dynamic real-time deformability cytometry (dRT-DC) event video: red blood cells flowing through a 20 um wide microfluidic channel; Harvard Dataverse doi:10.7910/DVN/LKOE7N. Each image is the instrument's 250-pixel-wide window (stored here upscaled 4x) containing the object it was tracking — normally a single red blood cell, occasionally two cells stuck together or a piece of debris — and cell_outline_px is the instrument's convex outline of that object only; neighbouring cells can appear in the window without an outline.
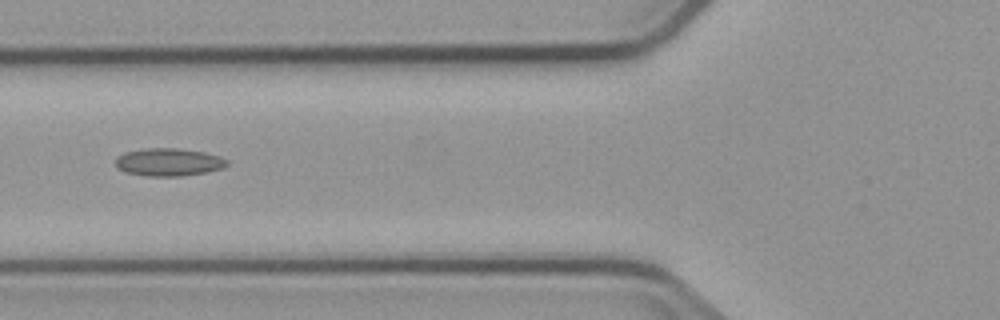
{"species": "common noctule bat (a hibernating species)", "species_latin": "Nyctalus noctula", "temperature_condition": "cold", "stored_images_in_passage": 10, "camera_frame_rate_fps": 3000, "um_per_image_px": 0.085, "animal": {"sex": "male", "body_mass_g": 23.1, "forearm_length_mm": 52.7}, "frame": {"image": 1, "passage_image": 6, "time_ms": 7.0, "image_size_px": [1000, 320], "cell_outline_px": [[228, 164], [224, 168], [204, 172], [180, 176], [148, 176], [124, 172], [116, 168], [116, 156], [124, 152], [148, 148], [180, 148], [204, 152], [220, 156], [228, 160]], "centroid_in_image_um": [14.32, 13.77], "position_along_channel_um": 111.5, "area_um2": 18.15}}
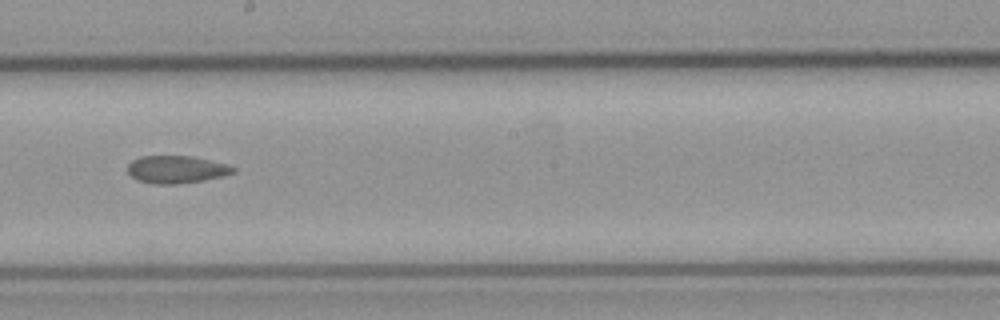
{"frame": {"image": 2, "passage_image": 9, "time_ms": 10.333, "image_size_px": [1000, 320], "cell_outline_px": [[236, 172], [224, 176], [204, 180], [176, 184], [156, 184], [136, 180], [128, 172], [128, 164], [132, 160], [140, 156], [192, 156], [228, 164], [236, 168]], "centroid_in_image_um": [15.02, 14.4], "position_along_channel_um": 233.2, "area_um2": 17.05}}
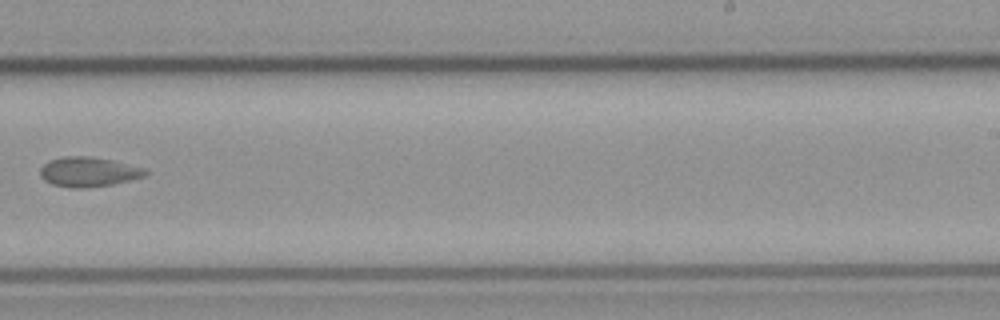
{"frame": {"image": 3, "passage_image": 10, "time_ms": 11.667, "image_size_px": [1000, 320], "cell_outline_px": [[148, 176], [112, 184], [80, 188], [72, 188], [52, 184], [44, 180], [40, 176], [40, 168], [48, 160], [64, 156], [88, 156], [112, 160], [148, 168]], "centroid_in_image_um": [7.55, 14.6], "position_along_channel_um": 281.4, "area_um2": 18.38}}